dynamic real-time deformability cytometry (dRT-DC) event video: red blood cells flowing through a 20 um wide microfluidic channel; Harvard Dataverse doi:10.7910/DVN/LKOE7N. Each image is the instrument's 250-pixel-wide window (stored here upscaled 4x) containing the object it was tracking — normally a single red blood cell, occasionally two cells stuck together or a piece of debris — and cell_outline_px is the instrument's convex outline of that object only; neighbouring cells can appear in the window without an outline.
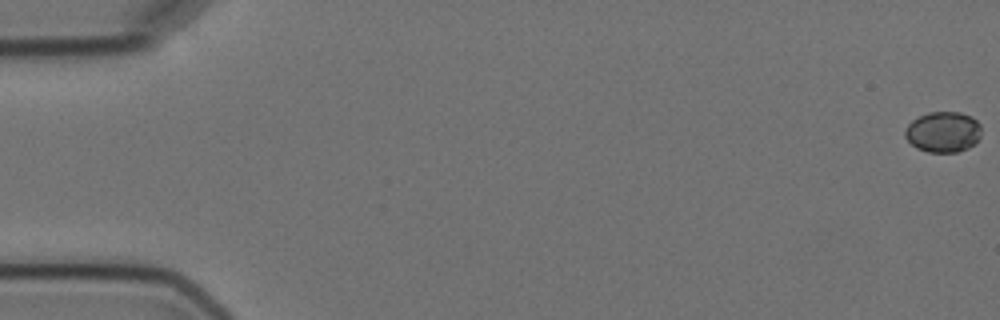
{"species": "Egyptian fruit bat (a non-hibernating species)", "species_latin": "Rousettus aegyptiacus", "temperature_condition": "cold", "stored_images_in_passage": 6, "camera_frame_rate_fps": 3000, "um_per_image_px": 0.085, "animal": {"sex": "female"}, "frame": {"image": 1, "passage_image": 1, "time_ms": 0.0, "image_size_px": [1000, 320], "cell_outline_px": [[980, 136], [976, 144], [968, 148], [956, 152], [928, 152], [916, 148], [904, 136], [904, 132], [908, 124], [912, 120], [928, 112], [960, 112], [972, 116], [980, 124]], "centroid_in_image_um": [80.18, 11.21], "position_along_channel_um": 4.8, "area_um2": 18.21}}
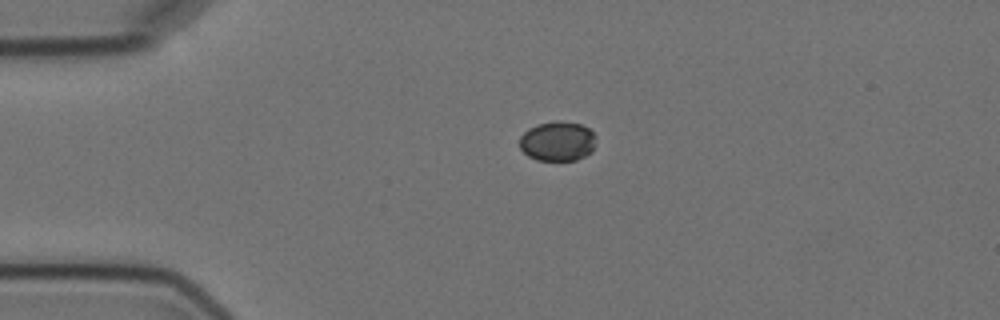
{"frame": {"image": 2, "passage_image": 5, "time_ms": 4.333, "image_size_px": [1000, 320], "cell_outline_px": [[596, 136], [592, 152], [576, 160], [536, 160], [528, 156], [520, 148], [520, 136], [528, 128], [536, 124], [556, 120], [580, 124], [588, 128]], "centroid_in_image_um": [47.38, 12.0], "position_along_channel_um": 37.6, "area_um2": 17.74}}